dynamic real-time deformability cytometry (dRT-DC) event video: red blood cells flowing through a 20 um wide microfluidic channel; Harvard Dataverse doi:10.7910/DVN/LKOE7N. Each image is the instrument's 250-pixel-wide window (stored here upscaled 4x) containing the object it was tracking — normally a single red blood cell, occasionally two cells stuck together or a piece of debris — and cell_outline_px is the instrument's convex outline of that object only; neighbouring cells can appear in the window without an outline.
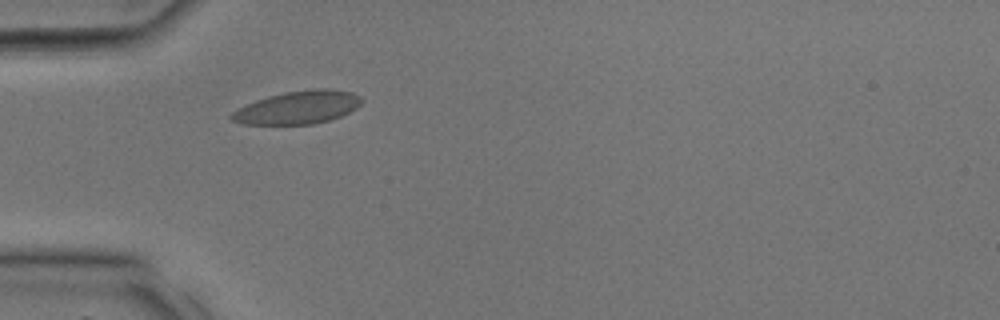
{"species": "common noctule bat (a hibernating species)", "species_latin": "Nyctalus noctula", "temperature_condition": "room temperature", "stored_images_in_passage": 7, "camera_frame_rate_fps": 3000, "um_per_image_px": 0.085, "animal": {"sex": "male", "body_mass_g": 17.9, "forearm_length_mm": 54.2}, "frame": {"image": 1, "passage_image": 1, "time_ms": 0.0, "image_size_px": [1000, 320], "cell_outline_px": [[364, 100], [356, 108], [340, 116], [328, 120], [312, 124], [244, 124], [232, 120], [228, 116], [232, 112], [256, 100], [268, 96], [284, 92], [312, 88], [328, 88], [352, 92], [360, 96]], "centroid_in_image_um": [25.34, 9.12], "position_along_channel_um": 59.7, "area_um2": 24.91}}
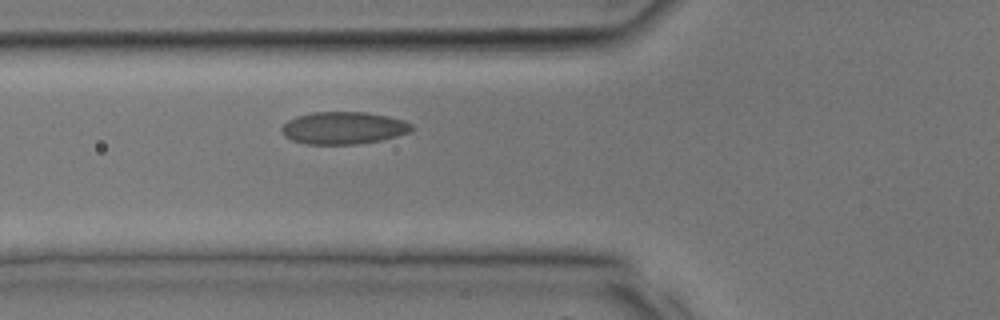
{"frame": {"image": 2, "passage_image": 3, "time_ms": 0.667, "image_size_px": [1000, 320], "cell_outline_px": [[412, 132], [380, 140], [356, 144], [308, 144], [292, 140], [284, 136], [280, 128], [288, 120], [296, 116], [312, 112], [368, 112], [388, 116], [404, 120], [412, 124]], "centroid_in_image_um": [29.2, 10.87], "position_along_channel_um": 96.6, "area_um2": 24.57}}